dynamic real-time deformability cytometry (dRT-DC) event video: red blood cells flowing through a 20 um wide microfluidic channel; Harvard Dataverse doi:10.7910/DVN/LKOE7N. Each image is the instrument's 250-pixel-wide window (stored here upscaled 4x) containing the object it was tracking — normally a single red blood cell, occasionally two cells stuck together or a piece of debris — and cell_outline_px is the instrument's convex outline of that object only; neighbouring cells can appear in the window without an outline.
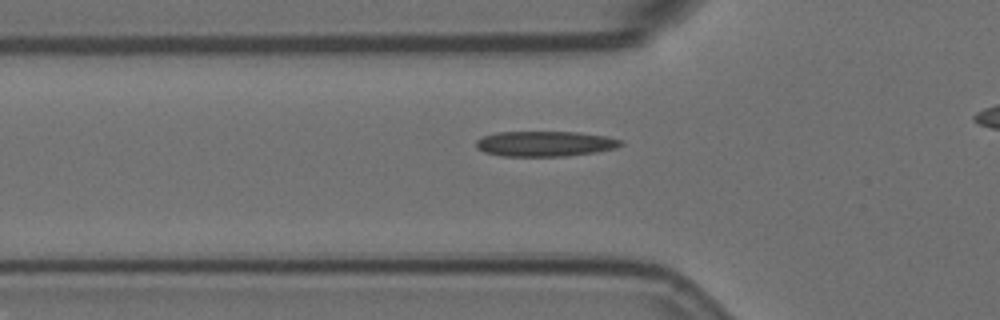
{"species": "Egyptian fruit bat (a non-hibernating species)", "species_latin": "Rousettus aegyptiacus", "temperature_condition": "room temperature", "stored_images_in_passage": 13, "camera_frame_rate_fps": 3000, "um_per_image_px": 0.085, "animal": {"sex": "female"}, "frame": {"image": 1, "passage_image": 2, "time_ms": 0.333, "image_size_px": [1000, 320], "cell_outline_px": [[624, 144], [616, 148], [596, 152], [568, 156], [500, 156], [484, 152], [476, 148], [476, 140], [484, 136], [496, 132], [580, 132], [608, 136], [620, 140]], "centroid_in_image_um": [46.33, 12.22], "position_along_channel_um": 79.5, "area_um2": 21.5}}
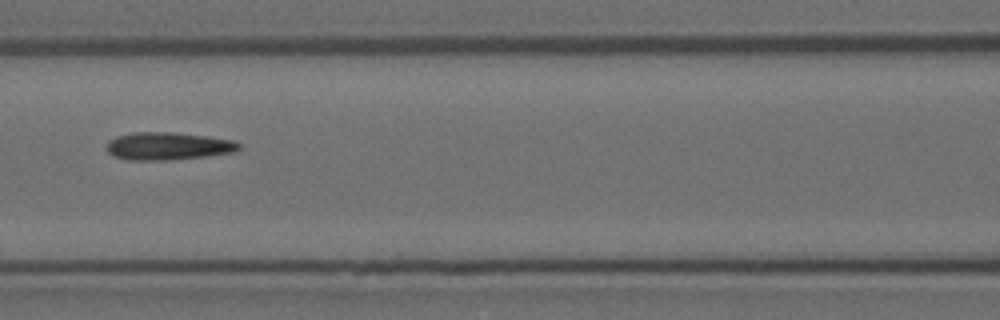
{"frame": {"image": 2, "passage_image": 8, "time_ms": 2.333, "image_size_px": [1000, 320], "cell_outline_px": [[240, 148], [232, 152], [208, 156], [168, 160], [128, 160], [112, 156], [108, 152], [108, 140], [116, 136], [132, 132], [172, 132], [204, 136], [232, 140], [240, 144]], "centroid_in_image_um": [14.23, 12.42], "position_along_channel_um": 152.4, "area_um2": 21.27}}
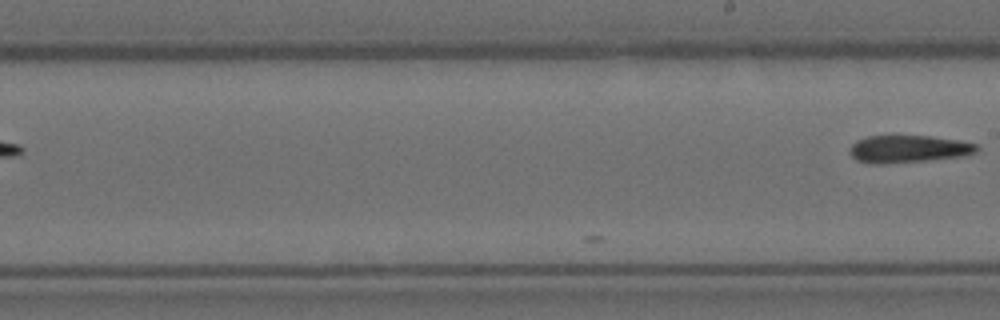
{"frame": {"image": 3, "passage_image": 13, "time_ms": 4.0, "image_size_px": [1000, 320], "cell_outline_px": [[980, 148], [976, 152], [964, 156], [884, 164], [872, 164], [856, 160], [852, 156], [852, 144], [856, 140], [868, 136], [896, 132], [932, 136], [960, 140], [980, 144]], "centroid_in_image_um": [77.24, 12.6], "position_along_channel_um": 211.8, "area_um2": 21.21}}